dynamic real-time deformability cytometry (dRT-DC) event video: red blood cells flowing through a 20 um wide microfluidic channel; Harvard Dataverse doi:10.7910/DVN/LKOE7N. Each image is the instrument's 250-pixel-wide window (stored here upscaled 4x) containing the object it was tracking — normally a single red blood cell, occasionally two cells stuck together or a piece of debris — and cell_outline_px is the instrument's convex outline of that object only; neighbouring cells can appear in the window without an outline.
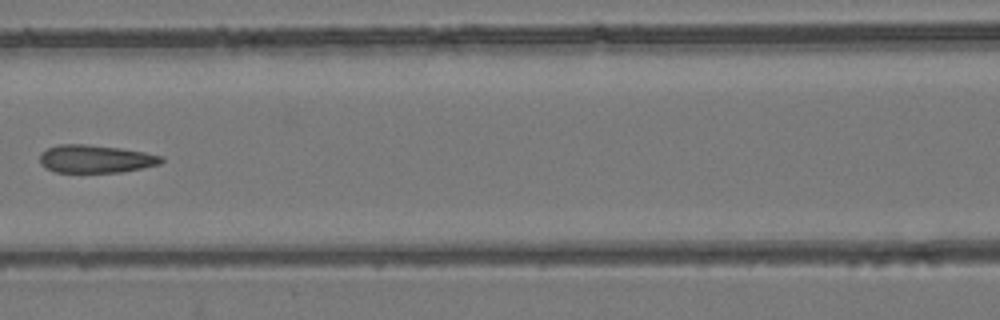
{"species": "common noctule bat (a hibernating species)", "species_latin": "Nyctalus noctula", "temperature_condition": "room temperature", "stored_images_in_passage": 7, "camera_frame_rate_fps": 3000, "um_per_image_px": 0.085, "animal": {"sex": "female", "body_mass_g": 24.6, "forearm_length_mm": 56.2}, "frame": {"image": 1, "passage_image": 7, "time_ms": 7.667, "image_size_px": [1000, 320], "cell_outline_px": [[164, 160], [160, 164], [120, 172], [56, 172], [40, 164], [40, 152], [48, 148], [60, 144], [84, 144], [120, 148], [144, 152], [164, 156]], "centroid_in_image_um": [8.13, 13.5], "position_along_channel_um": 158.5, "area_um2": 19.65}}